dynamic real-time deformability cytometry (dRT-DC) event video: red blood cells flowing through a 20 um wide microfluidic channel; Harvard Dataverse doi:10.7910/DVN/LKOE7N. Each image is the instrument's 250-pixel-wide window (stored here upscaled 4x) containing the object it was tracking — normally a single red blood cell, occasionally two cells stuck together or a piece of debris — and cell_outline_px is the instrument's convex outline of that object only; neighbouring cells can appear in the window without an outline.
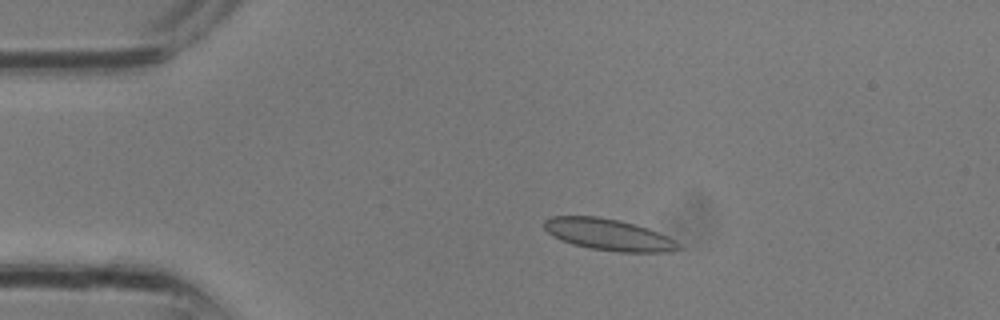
{"species": "common noctule bat (a hibernating species)", "species_latin": "Nyctalus noctula", "temperature_condition": "room temperature", "stored_images_in_passage": 12, "camera_frame_rate_fps": 3000, "um_per_image_px": 0.085, "animal": {"sex": "male", "body_mass_g": 13.3}, "frame": {"image": 1, "passage_image": 7, "time_ms": 2.0, "image_size_px": [1000, 320], "cell_outline_px": [[684, 248], [668, 252], [620, 252], [588, 248], [572, 244], [560, 240], [552, 236], [544, 228], [544, 220], [552, 216], [596, 216], [620, 220], [636, 224], [648, 228], [668, 236], [676, 240]], "centroid_in_image_um": [51.75, 19.94], "position_along_channel_um": 33.2, "area_um2": 24.97}}
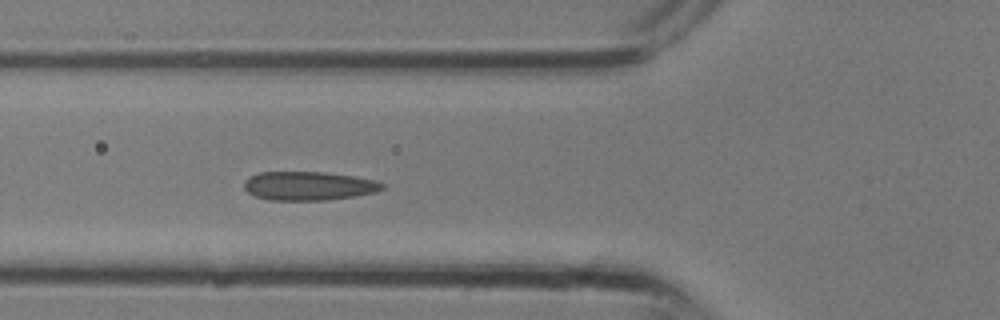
{"frame": {"image": 2, "passage_image": 12, "time_ms": 3.667, "image_size_px": [1000, 320], "cell_outline_px": [[384, 188], [376, 192], [356, 196], [324, 200], [268, 200], [256, 196], [248, 192], [244, 188], [244, 180], [248, 176], [260, 172], [324, 172], [352, 176], [376, 180], [384, 184]], "centroid_in_image_um": [26.22, 15.8], "position_along_channel_um": 99.6, "area_um2": 23.24}}